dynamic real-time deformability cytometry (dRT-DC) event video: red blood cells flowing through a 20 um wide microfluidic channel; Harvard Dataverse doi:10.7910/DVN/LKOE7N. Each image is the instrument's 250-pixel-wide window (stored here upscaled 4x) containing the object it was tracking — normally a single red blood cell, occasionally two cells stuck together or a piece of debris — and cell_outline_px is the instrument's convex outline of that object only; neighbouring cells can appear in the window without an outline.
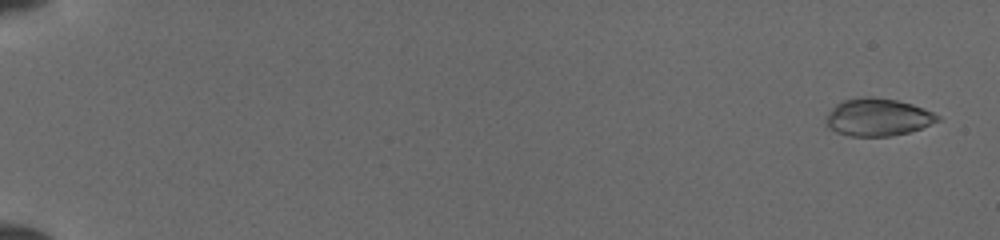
{"species": "common noctule bat (a hibernating species)", "species_latin": "Nyctalus noctula", "temperature_condition": "cold", "stored_images_in_passage": 36, "camera_frame_rate_fps": 3000, "um_per_image_px": 0.085, "animal": {"sex": "female", "body_mass_g": 19.5, "forearm_length_mm": 54.1}, "frame": {"image": 1, "passage_image": 2, "time_ms": 0.333, "image_size_px": [1000, 240], "cell_outline_px": [[940, 120], [920, 128], [908, 132], [888, 136], [848, 136], [836, 132], [824, 124], [824, 116], [836, 104], [844, 100], [860, 96], [872, 96], [896, 100], [912, 104], [932, 112], [940, 116]], "centroid_in_image_um": [74.54, 9.95], "position_along_channel_um": 10.5, "area_um2": 24.51}}
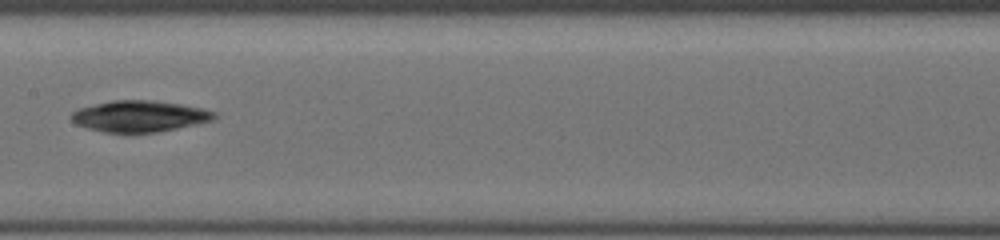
{"frame": {"image": 2, "passage_image": 18, "time_ms": 9.333, "image_size_px": [1000, 240], "cell_outline_px": [[216, 120], [156, 132], [132, 136], [128, 136], [104, 132], [88, 128], [76, 124], [68, 116], [72, 112], [80, 108], [112, 100], [152, 100], [180, 104], [204, 108], [216, 112]], "centroid_in_image_um": [11.85, 9.91], "position_along_channel_um": 195.5, "area_um2": 26.76}}
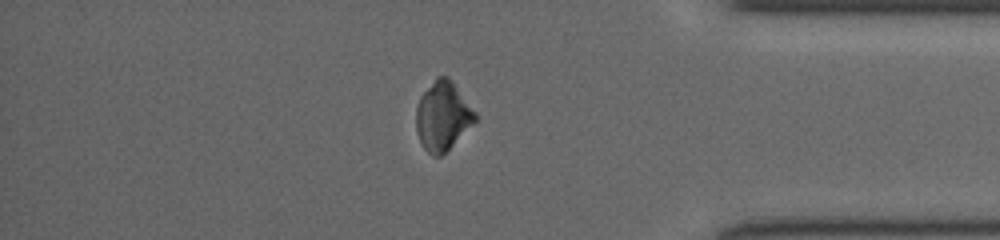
{"frame": {"image": 3, "passage_image": 31, "time_ms": 14.667, "image_size_px": [1000, 240], "cell_outline_px": [[476, 120], [440, 156], [432, 156], [424, 148], [420, 140], [416, 128], [416, 108], [420, 96], [436, 76], [448, 76], [452, 80], [476, 112]], "centroid_in_image_um": [37.61, 9.82], "position_along_channel_um": 397.6, "area_um2": 23.35}}